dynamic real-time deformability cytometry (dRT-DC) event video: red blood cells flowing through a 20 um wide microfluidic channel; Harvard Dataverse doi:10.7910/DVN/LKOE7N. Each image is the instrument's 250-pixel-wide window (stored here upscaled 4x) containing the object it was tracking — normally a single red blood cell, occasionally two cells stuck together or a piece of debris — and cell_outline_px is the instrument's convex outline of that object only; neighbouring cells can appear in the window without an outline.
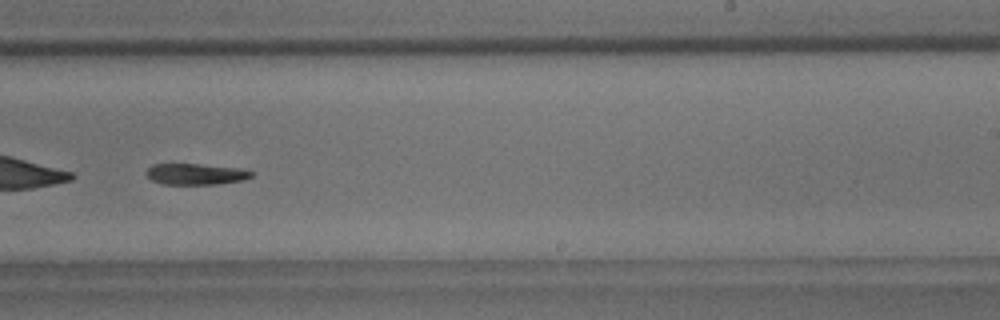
{"species": "common noctule bat (a hibernating species)", "species_latin": "Nyctalus noctula", "temperature_condition": "room temperature", "stored_images_in_passage": 52, "segment_of_instrument_passage": [2, 2], "camera_frame_rate_fps": 3000, "um_per_image_px": 0.085, "animal": {"sex": "male", "body_mass_g": 18.8}, "frame": {"image": 1, "passage_image": 33, "time_ms": 10.667, "image_size_px": [1000, 320], "cell_outline_px": [[252, 176], [244, 180], [216, 184], [164, 184], [152, 180], [144, 172], [152, 164], [200, 164], [240, 168], [252, 172]], "centroid_in_image_um": [16.62, 14.79], "position_along_channel_um": 272.4, "area_um2": 12.89}}